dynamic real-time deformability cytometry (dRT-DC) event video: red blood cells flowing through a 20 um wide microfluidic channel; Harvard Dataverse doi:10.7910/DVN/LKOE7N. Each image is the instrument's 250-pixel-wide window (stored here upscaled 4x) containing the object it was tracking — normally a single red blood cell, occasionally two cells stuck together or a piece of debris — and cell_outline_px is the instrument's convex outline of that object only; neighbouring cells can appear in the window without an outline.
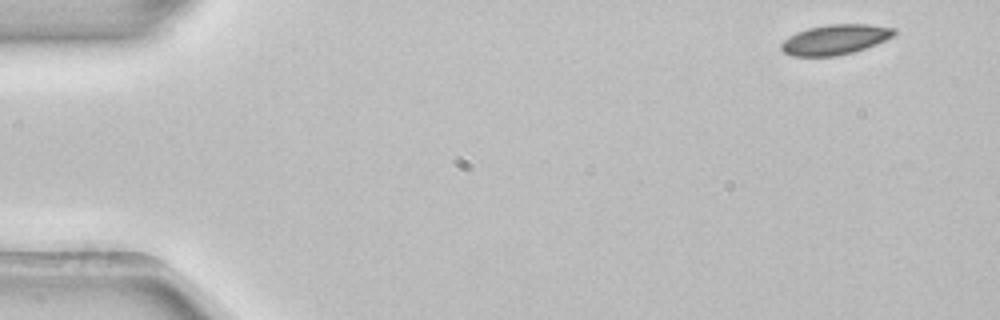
{"species": "common noctule bat (a hibernating species)", "species_latin": "Nyctalus noctula", "temperature_condition": "room temperature", "stored_images_in_passage": 4, "camera_frame_rate_fps": 3000, "um_per_image_px": 0.085, "animal": {"sex": "female", "body_mass_g": 22.7, "forearm_length_mm": 54.2}, "frame": {"image": 1, "passage_image": 1, "time_ms": 0.0, "image_size_px": [1000, 320], "cell_outline_px": [[896, 32], [892, 36], [876, 44], [852, 52], [836, 56], [792, 56], [784, 52], [780, 48], [780, 44], [788, 36], [796, 32], [808, 28], [828, 24], [868, 24], [896, 28]], "centroid_in_image_um": [70.95, 3.35], "position_along_channel_um": 14.0, "area_um2": 19.71}}